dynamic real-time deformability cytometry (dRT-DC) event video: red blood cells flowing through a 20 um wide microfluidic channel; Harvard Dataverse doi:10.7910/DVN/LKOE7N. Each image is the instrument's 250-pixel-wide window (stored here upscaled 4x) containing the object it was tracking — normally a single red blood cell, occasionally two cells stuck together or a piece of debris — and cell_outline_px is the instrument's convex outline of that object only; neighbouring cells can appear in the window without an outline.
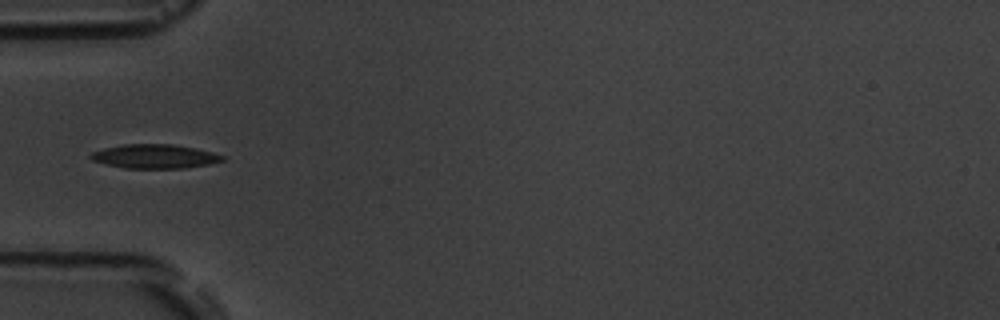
{"species": "common noctule bat (a hibernating species)", "species_latin": "Nyctalus noctula", "temperature_condition": "room temperature", "stored_images_in_passage": 1, "camera_frame_rate_fps": 3000, "um_per_image_px": 0.085, "animal": {"sex": "male", "body_mass_g": 19.5, "forearm_length_mm": 54.6}, "frame": {"image": 1, "passage_image": 1, "time_ms": 0.0, "image_size_px": [1000, 320], "cell_outline_px": [[224, 160], [208, 164], [184, 168], [124, 168], [92, 160], [88, 156], [92, 152], [104, 148], [124, 144], [172, 144], [196, 148], [212, 152], [224, 156]], "centroid_in_image_um": [13.14, 13.28], "position_along_channel_um": 71.9, "area_um2": 18.32}}